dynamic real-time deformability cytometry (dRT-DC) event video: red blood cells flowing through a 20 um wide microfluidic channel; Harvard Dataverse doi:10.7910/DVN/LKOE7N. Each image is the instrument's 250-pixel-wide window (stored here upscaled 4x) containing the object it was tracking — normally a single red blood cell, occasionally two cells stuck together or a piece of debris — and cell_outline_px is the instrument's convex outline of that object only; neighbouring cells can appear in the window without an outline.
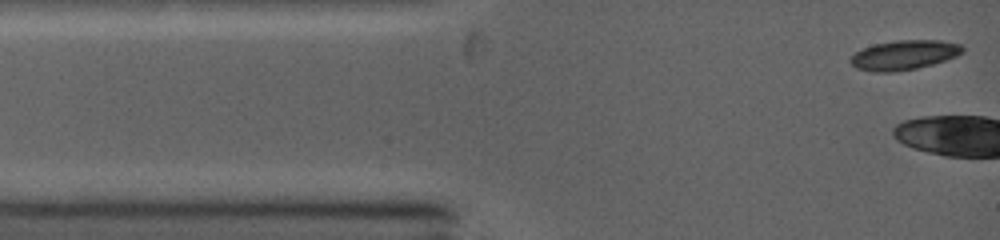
{"species": "common noctule bat (a hibernating species)", "species_latin": "Nyctalus noctula", "temperature_condition": "warm", "stored_images_in_passage": 23, "camera_frame_rate_fps": 5000, "um_per_image_px": 0.085, "animal": {"sex": "female", "body_mass_g": 19.0, "forearm_length_mm": 53.3}, "frame": {"image": 1, "passage_image": 1, "time_ms": 0.0, "image_size_px": [1000, 240], "cell_outline_px": [[964, 52], [956, 56], [932, 64], [916, 68], [892, 72], [872, 72], [856, 68], [848, 60], [856, 52], [864, 48], [876, 44], [896, 40], [940, 40], [960, 44], [964, 48]], "centroid_in_image_um": [76.85, 4.67], "position_along_channel_um": 8.2, "area_um2": 19.19}}